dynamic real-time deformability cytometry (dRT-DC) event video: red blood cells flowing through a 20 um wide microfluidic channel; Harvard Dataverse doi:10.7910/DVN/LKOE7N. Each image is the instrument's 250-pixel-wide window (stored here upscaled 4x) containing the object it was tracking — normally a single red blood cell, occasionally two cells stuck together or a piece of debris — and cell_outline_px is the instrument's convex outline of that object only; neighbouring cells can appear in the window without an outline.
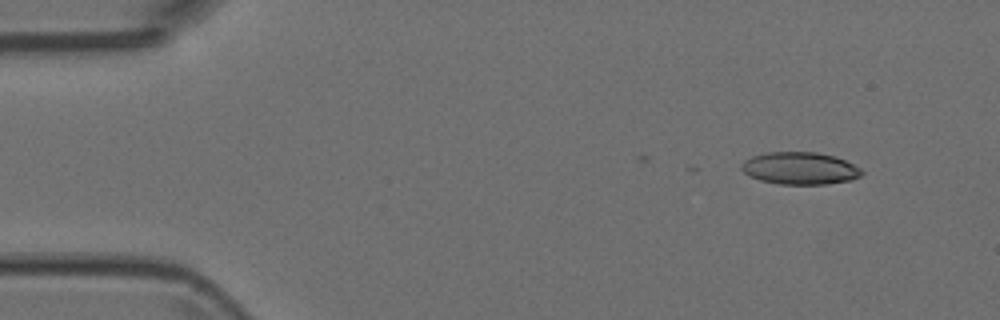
{"species": "Egyptian fruit bat (a non-hibernating species)", "species_latin": "Rousettus aegyptiacus", "temperature_condition": "room temperature", "stored_images_in_passage": 4, "camera_frame_rate_fps": 3000, "um_per_image_px": 0.085, "animal": {"sex": "female"}, "frame": {"image": 1, "passage_image": 2, "time_ms": 0.333, "image_size_px": [1000, 320], "cell_outline_px": [[864, 172], [860, 176], [852, 180], [828, 184], [780, 184], [760, 180], [748, 176], [740, 168], [740, 164], [744, 160], [752, 156], [768, 152], [816, 152], [836, 156], [860, 168]], "centroid_in_image_um": [67.98, 14.3], "position_along_channel_um": 17.0, "area_um2": 22.77}}